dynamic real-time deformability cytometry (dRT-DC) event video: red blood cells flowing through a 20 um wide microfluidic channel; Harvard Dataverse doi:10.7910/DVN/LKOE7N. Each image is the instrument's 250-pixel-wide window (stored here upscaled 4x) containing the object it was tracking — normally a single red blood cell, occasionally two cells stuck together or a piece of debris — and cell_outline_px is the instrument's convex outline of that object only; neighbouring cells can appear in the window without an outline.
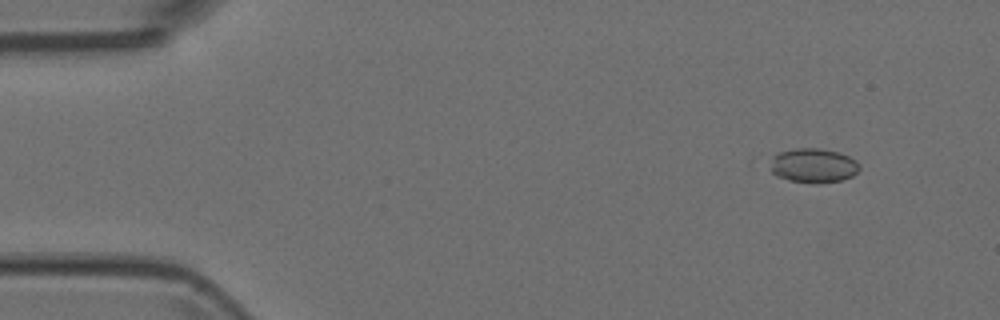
{"species": "Egyptian fruit bat (a non-hibernating species)", "species_latin": "Rousettus aegyptiacus", "temperature_condition": "room temperature", "stored_images_in_passage": 8, "camera_frame_rate_fps": 3000, "um_per_image_px": 0.085, "animal": {"sex": "female"}, "frame": {"image": 1, "passage_image": 2, "time_ms": 0.333, "image_size_px": [1000, 320], "cell_outline_px": [[860, 168], [852, 176], [840, 180], [788, 180], [776, 176], [772, 172], [764, 160], [780, 152], [796, 148], [820, 148], [840, 152], [856, 160], [860, 164]], "centroid_in_image_um": [69.05, 14.0], "position_along_channel_um": 15.9, "area_um2": 17.63}}
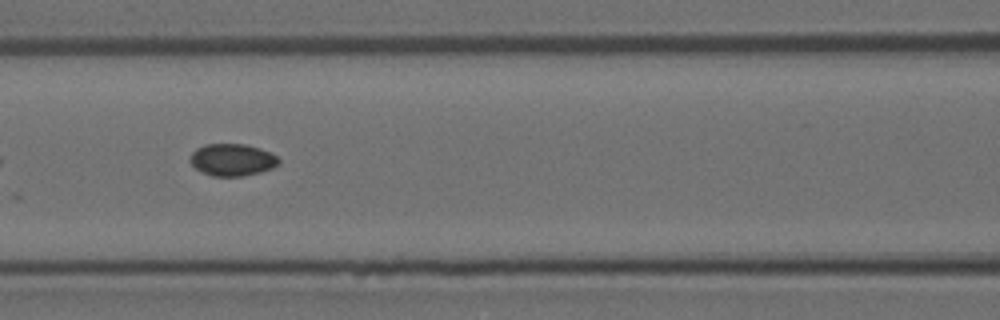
{"frame": {"image": 2, "passage_image": 7, "time_ms": 2.0, "image_size_px": [1000, 320], "cell_outline_px": [[280, 164], [272, 168], [260, 172], [244, 176], [212, 176], [200, 172], [188, 160], [192, 152], [196, 148], [204, 144], [244, 144], [260, 148], [276, 156], [280, 160]], "centroid_in_image_um": [19.72, 13.59], "position_along_channel_um": 146.9, "area_um2": 16.7}}
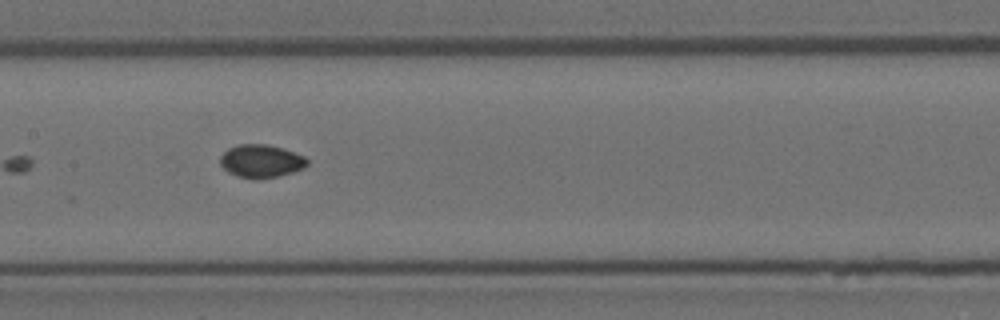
{"frame": {"image": 3, "passage_image": 8, "time_ms": 2.333, "image_size_px": [1000, 320], "cell_outline_px": [[308, 164], [304, 168], [292, 172], [276, 176], [256, 180], [236, 176], [228, 172], [220, 164], [220, 156], [228, 148], [240, 144], [268, 144], [284, 148], [304, 156], [308, 160]], "centroid_in_image_um": [22.19, 13.69], "position_along_channel_um": 185.2, "area_um2": 16.88}}